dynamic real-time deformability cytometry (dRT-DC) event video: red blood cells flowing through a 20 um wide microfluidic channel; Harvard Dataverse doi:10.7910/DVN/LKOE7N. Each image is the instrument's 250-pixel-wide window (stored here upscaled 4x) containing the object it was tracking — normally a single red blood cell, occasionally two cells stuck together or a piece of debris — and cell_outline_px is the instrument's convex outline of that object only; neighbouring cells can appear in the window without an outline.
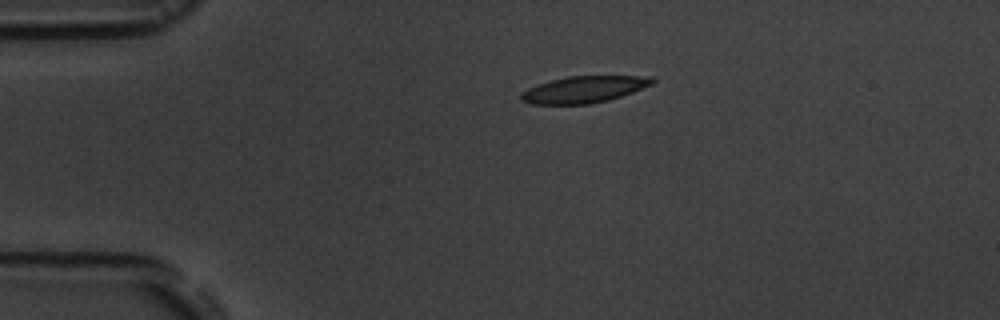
{"species": "common noctule bat (a hibernating species)", "species_latin": "Nyctalus noctula", "temperature_condition": "room temperature", "stored_images_in_passage": 2, "camera_frame_rate_fps": 3000, "um_per_image_px": 0.085, "animal": {"sex": "male", "body_mass_g": 19.5, "forearm_length_mm": 54.6}, "frame": {"image": 1, "passage_image": 1, "time_ms": 0.0, "image_size_px": [1000, 320], "cell_outline_px": [[656, 80], [652, 84], [632, 92], [608, 100], [588, 104], [532, 104], [520, 100], [520, 96], [528, 88], [552, 80], [568, 76], [652, 76]], "centroid_in_image_um": [49.66, 7.6], "position_along_channel_um": 35.3, "area_um2": 20.11}}